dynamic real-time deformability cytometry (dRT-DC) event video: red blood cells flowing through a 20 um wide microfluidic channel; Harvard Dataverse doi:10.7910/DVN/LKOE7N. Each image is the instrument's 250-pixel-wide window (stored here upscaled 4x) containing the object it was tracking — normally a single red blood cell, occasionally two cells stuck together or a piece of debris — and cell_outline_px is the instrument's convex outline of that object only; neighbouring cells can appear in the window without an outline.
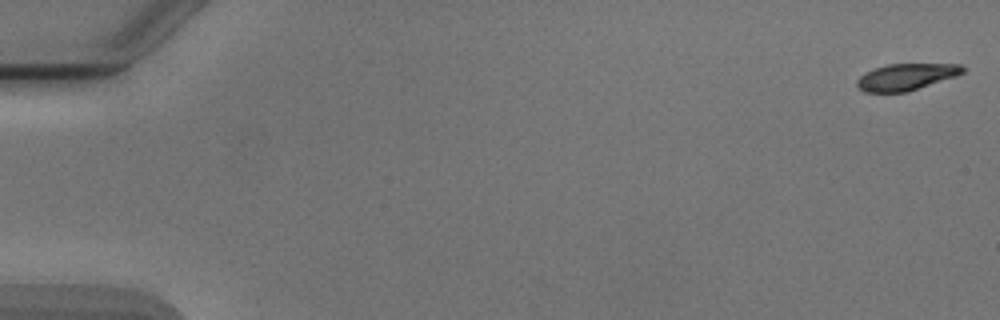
{"species": "Egyptian fruit bat (a non-hibernating species)", "species_latin": "Rousettus aegyptiacus", "temperature_condition": "cold", "stored_images_in_passage": 53, "camera_frame_rate_fps": 3000, "um_per_image_px": 0.085, "animal": {"sex": "male"}, "frame": {"image": 1, "passage_image": 1, "time_ms": 0.0, "image_size_px": [1000, 320], "cell_outline_px": [[964, 72], [956, 76], [908, 92], [864, 92], [856, 88], [856, 80], [860, 76], [876, 68], [888, 64], [964, 64]], "centroid_in_image_um": [77.02, 6.54], "position_along_channel_um": 8.0, "area_um2": 16.42}}
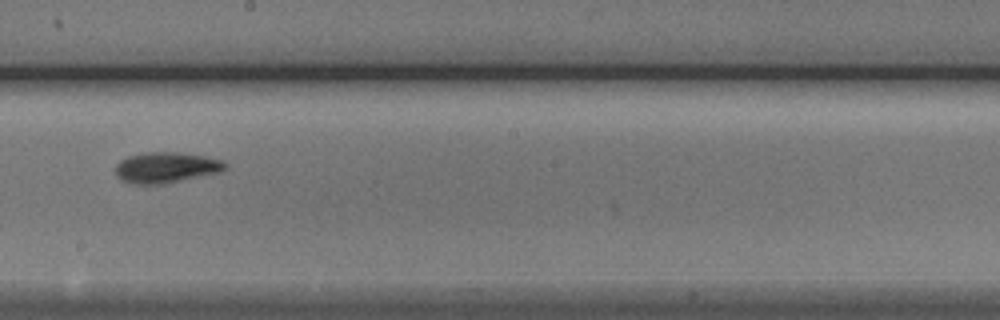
{"frame": {"image": 2, "passage_image": 31, "time_ms": 10.0, "image_size_px": [1000, 320], "cell_outline_px": [[228, 168], [220, 172], [164, 184], [132, 184], [120, 180], [116, 176], [116, 164], [120, 160], [128, 156], [144, 152], [180, 152], [204, 156], [224, 160], [228, 164]], "centroid_in_image_um": [14.13, 14.23], "position_along_channel_um": 234.1, "area_um2": 19.94}}
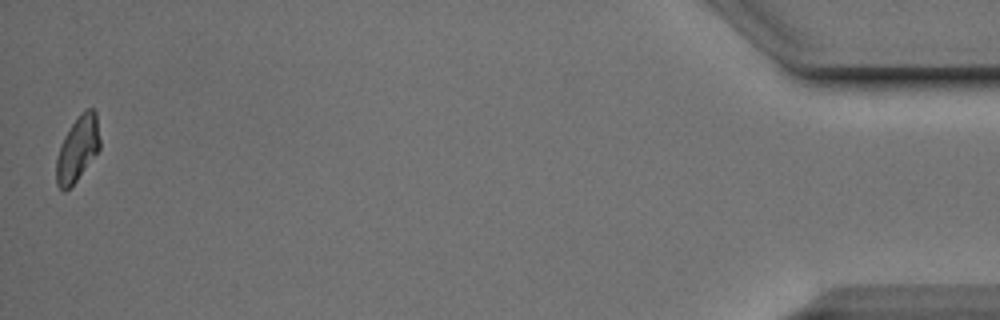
{"frame": {"image": 3, "passage_image": 53, "time_ms": 17.333, "image_size_px": [1000, 320], "cell_outline_px": [[100, 148], [76, 180], [64, 192], [56, 184], [56, 160], [60, 144], [64, 136], [80, 112], [88, 108], [92, 108], [96, 112], [100, 140]], "centroid_in_image_um": [6.58, 12.62], "position_along_channel_um": 428.6, "area_um2": 16.36}, "authors_computed_cell_mechanics": {"area_um2": 17.9758, "velocity_mm_per_s": 3.8805, "shape_relaxation_time_tau1_ms": 2.5278, "shape_relaxation_time_tau2_ms": null, "deformation_change_tau1": 0.1377, "deformation_change_tau2": null}}